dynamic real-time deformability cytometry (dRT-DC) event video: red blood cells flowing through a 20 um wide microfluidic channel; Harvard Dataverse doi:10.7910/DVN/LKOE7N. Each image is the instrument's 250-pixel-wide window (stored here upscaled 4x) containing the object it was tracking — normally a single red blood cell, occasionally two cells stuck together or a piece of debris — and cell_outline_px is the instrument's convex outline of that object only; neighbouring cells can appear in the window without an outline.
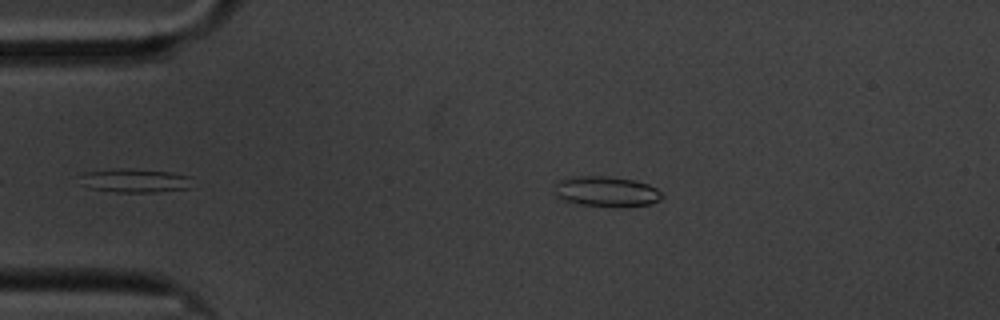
{"species": "common noctule bat (a hibernating species)", "species_latin": "Nyctalus noctula", "temperature_condition": "cold", "stored_images_in_passage": 44, "camera_frame_rate_fps": 3000, "um_per_image_px": 0.085, "animal": {"sex": "male", "body_mass_g": 20.1, "forearm_length_mm": 53.5}, "frame": {"image": 1, "passage_image": 4, "time_ms": 1.0, "image_size_px": [1000, 320], "cell_outline_px": [[664, 196], [660, 200], [652, 204], [624, 208], [580, 204], [564, 200], [556, 196], [556, 180], [576, 176], [604, 176], [636, 180], [648, 184], [656, 188]], "centroid_in_image_um": [51.59, 16.29], "position_along_channel_um": 33.4, "area_um2": 19.25}}
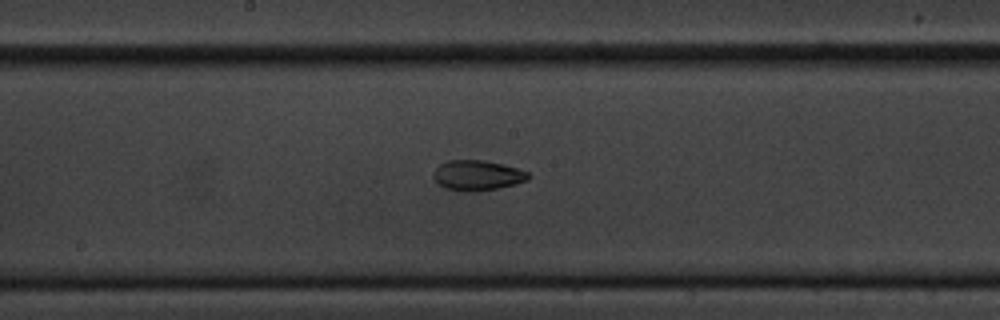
{"frame": {"image": 2, "passage_image": 23, "time_ms": 7.333, "image_size_px": [1000, 320], "cell_outline_px": [[532, 176], [528, 180], [496, 188], [476, 192], [464, 192], [444, 188], [432, 176], [432, 172], [440, 164], [448, 160], [484, 160], [504, 164], [528, 172]], "centroid_in_image_um": [40.56, 14.9], "position_along_channel_um": 207.6, "area_um2": 16.76}}
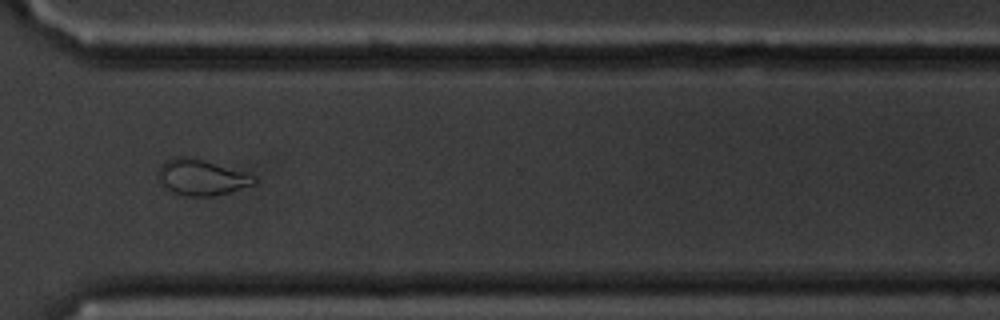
{"frame": {"image": 3, "passage_image": 36, "time_ms": 11.667, "image_size_px": [1000, 320], "cell_outline_px": [[256, 184], [216, 196], [184, 196], [168, 192], [160, 184], [156, 176], [160, 164], [172, 156], [188, 156], [204, 160], [244, 172], [256, 176]], "centroid_in_image_um": [17.05, 15.08], "position_along_channel_um": 353.5, "area_um2": 20.58}, "authors_computed_cell_mechanics": {"area_um2": 17.1666, "velocity_mm_per_s": 3.3676, "shape_relaxation_time_tau1_ms": 5.6414, "shape_relaxation_time_tau2_ms": 4.349, "deformation_change_tau1": 0.1503, "deformation_change_tau2": 0.1011}}